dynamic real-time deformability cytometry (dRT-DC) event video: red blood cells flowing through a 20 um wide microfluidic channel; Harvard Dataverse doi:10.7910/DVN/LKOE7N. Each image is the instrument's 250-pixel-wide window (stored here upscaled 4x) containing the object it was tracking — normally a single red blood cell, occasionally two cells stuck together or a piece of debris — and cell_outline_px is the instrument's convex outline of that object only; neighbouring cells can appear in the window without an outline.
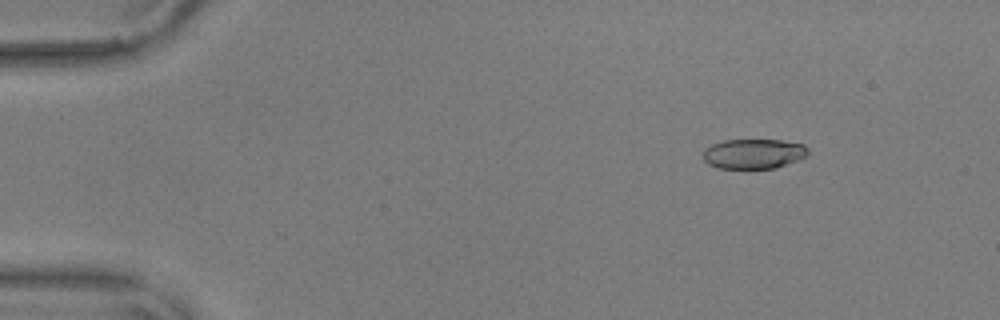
{"species": "common noctule bat (a hibernating species)", "species_latin": "Nyctalus noctula", "temperature_condition": "warm", "stored_images_in_passage": 18, "camera_frame_rate_fps": 3000, "um_per_image_px": 0.085, "animal": {"sex": "male", "body_mass_g": 17.9, "forearm_length_mm": 54.2}, "frame": {"image": 1, "passage_image": 7, "time_ms": 2.0, "image_size_px": [1000, 320], "cell_outline_px": [[808, 156], [776, 168], [716, 168], [708, 164], [704, 160], [704, 148], [712, 144], [724, 140], [780, 140], [804, 144], [808, 148]], "centroid_in_image_um": [64.06, 13.07], "position_along_channel_um": 20.9, "area_um2": 18.32}}